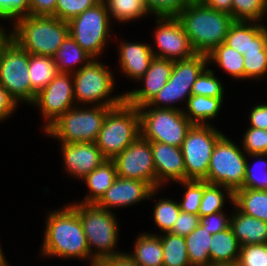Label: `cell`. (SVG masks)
Here are the masks:
<instances>
[{"mask_svg": "<svg viewBox=\"0 0 267 266\" xmlns=\"http://www.w3.org/2000/svg\"><path fill=\"white\" fill-rule=\"evenodd\" d=\"M29 15V0H0V19L15 21Z\"/></svg>", "mask_w": 267, "mask_h": 266, "instance_id": "obj_46", "label": "cell"}, {"mask_svg": "<svg viewBox=\"0 0 267 266\" xmlns=\"http://www.w3.org/2000/svg\"><path fill=\"white\" fill-rule=\"evenodd\" d=\"M158 191L159 188L153 189L145 181L117 177L96 205L102 209L113 211L112 208L128 207L145 199H152Z\"/></svg>", "mask_w": 267, "mask_h": 266, "instance_id": "obj_17", "label": "cell"}, {"mask_svg": "<svg viewBox=\"0 0 267 266\" xmlns=\"http://www.w3.org/2000/svg\"><path fill=\"white\" fill-rule=\"evenodd\" d=\"M156 172V188L171 183L185 181L186 171L181 147L162 142H151ZM166 183V184H165Z\"/></svg>", "mask_w": 267, "mask_h": 266, "instance_id": "obj_20", "label": "cell"}, {"mask_svg": "<svg viewBox=\"0 0 267 266\" xmlns=\"http://www.w3.org/2000/svg\"><path fill=\"white\" fill-rule=\"evenodd\" d=\"M117 177L114 161L109 159L105 160L82 179V182H85L89 189V194L87 193L85 195L84 199H82L83 201L76 202L82 204H97Z\"/></svg>", "mask_w": 267, "mask_h": 266, "instance_id": "obj_24", "label": "cell"}, {"mask_svg": "<svg viewBox=\"0 0 267 266\" xmlns=\"http://www.w3.org/2000/svg\"><path fill=\"white\" fill-rule=\"evenodd\" d=\"M215 71L208 66L200 73L192 86V95H203L208 97H224V87Z\"/></svg>", "mask_w": 267, "mask_h": 266, "instance_id": "obj_40", "label": "cell"}, {"mask_svg": "<svg viewBox=\"0 0 267 266\" xmlns=\"http://www.w3.org/2000/svg\"><path fill=\"white\" fill-rule=\"evenodd\" d=\"M163 266H191L185 237L170 232L162 233Z\"/></svg>", "mask_w": 267, "mask_h": 266, "instance_id": "obj_33", "label": "cell"}, {"mask_svg": "<svg viewBox=\"0 0 267 266\" xmlns=\"http://www.w3.org/2000/svg\"><path fill=\"white\" fill-rule=\"evenodd\" d=\"M19 106L18 102L9 94V92L0 84V121L12 117L11 114Z\"/></svg>", "mask_w": 267, "mask_h": 266, "instance_id": "obj_49", "label": "cell"}, {"mask_svg": "<svg viewBox=\"0 0 267 266\" xmlns=\"http://www.w3.org/2000/svg\"><path fill=\"white\" fill-rule=\"evenodd\" d=\"M69 205L80 217L90 255L96 261L124 253L116 250L119 228L115 213L102 209L96 204L72 202Z\"/></svg>", "mask_w": 267, "mask_h": 266, "instance_id": "obj_4", "label": "cell"}, {"mask_svg": "<svg viewBox=\"0 0 267 266\" xmlns=\"http://www.w3.org/2000/svg\"><path fill=\"white\" fill-rule=\"evenodd\" d=\"M76 105L53 122L45 134L60 143L95 142L109 106ZM89 107V108H88Z\"/></svg>", "mask_w": 267, "mask_h": 266, "instance_id": "obj_7", "label": "cell"}, {"mask_svg": "<svg viewBox=\"0 0 267 266\" xmlns=\"http://www.w3.org/2000/svg\"><path fill=\"white\" fill-rule=\"evenodd\" d=\"M140 135L138 108L124 100L108 111L95 143L106 159L113 160Z\"/></svg>", "mask_w": 267, "mask_h": 266, "instance_id": "obj_5", "label": "cell"}, {"mask_svg": "<svg viewBox=\"0 0 267 266\" xmlns=\"http://www.w3.org/2000/svg\"><path fill=\"white\" fill-rule=\"evenodd\" d=\"M208 65L206 54H196L186 60L173 61V70L166 85L148 104L150 107L179 109L176 102H187L192 95V86L197 77Z\"/></svg>", "mask_w": 267, "mask_h": 266, "instance_id": "obj_11", "label": "cell"}, {"mask_svg": "<svg viewBox=\"0 0 267 266\" xmlns=\"http://www.w3.org/2000/svg\"><path fill=\"white\" fill-rule=\"evenodd\" d=\"M242 149L248 155L267 154V130L249 127L243 134Z\"/></svg>", "mask_w": 267, "mask_h": 266, "instance_id": "obj_45", "label": "cell"}, {"mask_svg": "<svg viewBox=\"0 0 267 266\" xmlns=\"http://www.w3.org/2000/svg\"><path fill=\"white\" fill-rule=\"evenodd\" d=\"M237 143L225 136L217 141L210 158L207 177L210 184L229 188L233 193L243 186L247 154Z\"/></svg>", "mask_w": 267, "mask_h": 266, "instance_id": "obj_12", "label": "cell"}, {"mask_svg": "<svg viewBox=\"0 0 267 266\" xmlns=\"http://www.w3.org/2000/svg\"><path fill=\"white\" fill-rule=\"evenodd\" d=\"M238 266H267V243L241 246Z\"/></svg>", "mask_w": 267, "mask_h": 266, "instance_id": "obj_44", "label": "cell"}, {"mask_svg": "<svg viewBox=\"0 0 267 266\" xmlns=\"http://www.w3.org/2000/svg\"><path fill=\"white\" fill-rule=\"evenodd\" d=\"M6 256L4 255V252L1 248L0 244V266H6L8 264L7 259L5 258Z\"/></svg>", "mask_w": 267, "mask_h": 266, "instance_id": "obj_54", "label": "cell"}, {"mask_svg": "<svg viewBox=\"0 0 267 266\" xmlns=\"http://www.w3.org/2000/svg\"><path fill=\"white\" fill-rule=\"evenodd\" d=\"M233 204L234 193L227 187L210 184L204 180V192L199 207V216L223 211L225 199Z\"/></svg>", "mask_w": 267, "mask_h": 266, "instance_id": "obj_34", "label": "cell"}, {"mask_svg": "<svg viewBox=\"0 0 267 266\" xmlns=\"http://www.w3.org/2000/svg\"><path fill=\"white\" fill-rule=\"evenodd\" d=\"M215 126L193 124L181 146L186 180H204L217 141L223 136Z\"/></svg>", "mask_w": 267, "mask_h": 266, "instance_id": "obj_13", "label": "cell"}, {"mask_svg": "<svg viewBox=\"0 0 267 266\" xmlns=\"http://www.w3.org/2000/svg\"><path fill=\"white\" fill-rule=\"evenodd\" d=\"M72 76L76 105L116 107L125 100L122 93L112 95L116 85L112 71L97 58H92L79 71L72 73Z\"/></svg>", "mask_w": 267, "mask_h": 266, "instance_id": "obj_6", "label": "cell"}, {"mask_svg": "<svg viewBox=\"0 0 267 266\" xmlns=\"http://www.w3.org/2000/svg\"><path fill=\"white\" fill-rule=\"evenodd\" d=\"M250 126L267 130V104H259L252 107L249 114Z\"/></svg>", "mask_w": 267, "mask_h": 266, "instance_id": "obj_51", "label": "cell"}, {"mask_svg": "<svg viewBox=\"0 0 267 266\" xmlns=\"http://www.w3.org/2000/svg\"><path fill=\"white\" fill-rule=\"evenodd\" d=\"M243 56L245 79H256L258 81L259 78L266 77L267 49H251L245 52Z\"/></svg>", "mask_w": 267, "mask_h": 266, "instance_id": "obj_41", "label": "cell"}, {"mask_svg": "<svg viewBox=\"0 0 267 266\" xmlns=\"http://www.w3.org/2000/svg\"><path fill=\"white\" fill-rule=\"evenodd\" d=\"M127 254L139 266H163V249L160 234L140 233L134 243V249Z\"/></svg>", "mask_w": 267, "mask_h": 266, "instance_id": "obj_25", "label": "cell"}, {"mask_svg": "<svg viewBox=\"0 0 267 266\" xmlns=\"http://www.w3.org/2000/svg\"><path fill=\"white\" fill-rule=\"evenodd\" d=\"M233 203L242 213L267 223V191L237 189Z\"/></svg>", "mask_w": 267, "mask_h": 266, "instance_id": "obj_31", "label": "cell"}, {"mask_svg": "<svg viewBox=\"0 0 267 266\" xmlns=\"http://www.w3.org/2000/svg\"><path fill=\"white\" fill-rule=\"evenodd\" d=\"M224 43L242 55L251 49H267V27L261 22L235 20Z\"/></svg>", "mask_w": 267, "mask_h": 266, "instance_id": "obj_21", "label": "cell"}, {"mask_svg": "<svg viewBox=\"0 0 267 266\" xmlns=\"http://www.w3.org/2000/svg\"><path fill=\"white\" fill-rule=\"evenodd\" d=\"M152 108V109H151ZM141 136L150 142L181 147L193 123L183 110L155 108L148 104L138 108Z\"/></svg>", "mask_w": 267, "mask_h": 266, "instance_id": "obj_8", "label": "cell"}, {"mask_svg": "<svg viewBox=\"0 0 267 266\" xmlns=\"http://www.w3.org/2000/svg\"><path fill=\"white\" fill-rule=\"evenodd\" d=\"M267 15L266 0H232V18L236 21H263Z\"/></svg>", "mask_w": 267, "mask_h": 266, "instance_id": "obj_38", "label": "cell"}, {"mask_svg": "<svg viewBox=\"0 0 267 266\" xmlns=\"http://www.w3.org/2000/svg\"><path fill=\"white\" fill-rule=\"evenodd\" d=\"M192 0H143L149 14L156 17H177Z\"/></svg>", "mask_w": 267, "mask_h": 266, "instance_id": "obj_42", "label": "cell"}, {"mask_svg": "<svg viewBox=\"0 0 267 266\" xmlns=\"http://www.w3.org/2000/svg\"><path fill=\"white\" fill-rule=\"evenodd\" d=\"M118 177L147 182L156 189V172L151 142L141 135L113 159Z\"/></svg>", "mask_w": 267, "mask_h": 266, "instance_id": "obj_15", "label": "cell"}, {"mask_svg": "<svg viewBox=\"0 0 267 266\" xmlns=\"http://www.w3.org/2000/svg\"><path fill=\"white\" fill-rule=\"evenodd\" d=\"M177 18L195 51L206 55L225 41L235 21L230 14L209 8L199 0H192Z\"/></svg>", "mask_w": 267, "mask_h": 266, "instance_id": "obj_2", "label": "cell"}, {"mask_svg": "<svg viewBox=\"0 0 267 266\" xmlns=\"http://www.w3.org/2000/svg\"><path fill=\"white\" fill-rule=\"evenodd\" d=\"M247 156H250V158L254 157L257 160L255 164H250L248 162L249 159H247L244 183L240 189L267 191V159L265 158L267 154H248ZM257 167H262L263 169H260V171Z\"/></svg>", "mask_w": 267, "mask_h": 266, "instance_id": "obj_36", "label": "cell"}, {"mask_svg": "<svg viewBox=\"0 0 267 266\" xmlns=\"http://www.w3.org/2000/svg\"><path fill=\"white\" fill-rule=\"evenodd\" d=\"M37 106L44 123L43 132L69 109L76 106L72 73L58 72L37 95L31 106Z\"/></svg>", "mask_w": 267, "mask_h": 266, "instance_id": "obj_14", "label": "cell"}, {"mask_svg": "<svg viewBox=\"0 0 267 266\" xmlns=\"http://www.w3.org/2000/svg\"><path fill=\"white\" fill-rule=\"evenodd\" d=\"M205 6L232 16V0H199Z\"/></svg>", "mask_w": 267, "mask_h": 266, "instance_id": "obj_53", "label": "cell"}, {"mask_svg": "<svg viewBox=\"0 0 267 266\" xmlns=\"http://www.w3.org/2000/svg\"><path fill=\"white\" fill-rule=\"evenodd\" d=\"M5 29H6V28L3 29V28L0 26V41H1V39L8 33Z\"/></svg>", "mask_w": 267, "mask_h": 266, "instance_id": "obj_55", "label": "cell"}, {"mask_svg": "<svg viewBox=\"0 0 267 266\" xmlns=\"http://www.w3.org/2000/svg\"><path fill=\"white\" fill-rule=\"evenodd\" d=\"M230 227L241 246L267 243V223L242 213L232 204ZM235 211V212H234Z\"/></svg>", "mask_w": 267, "mask_h": 266, "instance_id": "obj_23", "label": "cell"}, {"mask_svg": "<svg viewBox=\"0 0 267 266\" xmlns=\"http://www.w3.org/2000/svg\"><path fill=\"white\" fill-rule=\"evenodd\" d=\"M95 266H139L127 253L96 261Z\"/></svg>", "mask_w": 267, "mask_h": 266, "instance_id": "obj_52", "label": "cell"}, {"mask_svg": "<svg viewBox=\"0 0 267 266\" xmlns=\"http://www.w3.org/2000/svg\"><path fill=\"white\" fill-rule=\"evenodd\" d=\"M241 245L231 227L212 235L210 241L211 264H232L239 259Z\"/></svg>", "mask_w": 267, "mask_h": 266, "instance_id": "obj_26", "label": "cell"}, {"mask_svg": "<svg viewBox=\"0 0 267 266\" xmlns=\"http://www.w3.org/2000/svg\"><path fill=\"white\" fill-rule=\"evenodd\" d=\"M199 221V215L181 211L170 233L185 237L199 225Z\"/></svg>", "mask_w": 267, "mask_h": 266, "instance_id": "obj_48", "label": "cell"}, {"mask_svg": "<svg viewBox=\"0 0 267 266\" xmlns=\"http://www.w3.org/2000/svg\"><path fill=\"white\" fill-rule=\"evenodd\" d=\"M223 101L224 97L191 95L183 113L193 124L210 125L211 119L217 118L222 109Z\"/></svg>", "mask_w": 267, "mask_h": 266, "instance_id": "obj_27", "label": "cell"}, {"mask_svg": "<svg viewBox=\"0 0 267 266\" xmlns=\"http://www.w3.org/2000/svg\"><path fill=\"white\" fill-rule=\"evenodd\" d=\"M181 209L177 201L161 198L156 201L153 208V221L161 232H170L178 218Z\"/></svg>", "mask_w": 267, "mask_h": 266, "instance_id": "obj_37", "label": "cell"}, {"mask_svg": "<svg viewBox=\"0 0 267 266\" xmlns=\"http://www.w3.org/2000/svg\"><path fill=\"white\" fill-rule=\"evenodd\" d=\"M53 59L58 72L74 73L92 60V57L68 35L56 51ZM77 65H79L78 68Z\"/></svg>", "mask_w": 267, "mask_h": 266, "instance_id": "obj_28", "label": "cell"}, {"mask_svg": "<svg viewBox=\"0 0 267 266\" xmlns=\"http://www.w3.org/2000/svg\"><path fill=\"white\" fill-rule=\"evenodd\" d=\"M47 216L40 256L86 259L95 266L78 213L68 204L61 210H51Z\"/></svg>", "mask_w": 267, "mask_h": 266, "instance_id": "obj_1", "label": "cell"}, {"mask_svg": "<svg viewBox=\"0 0 267 266\" xmlns=\"http://www.w3.org/2000/svg\"><path fill=\"white\" fill-rule=\"evenodd\" d=\"M207 56L208 65L213 62L231 78L245 79L244 56L224 42L216 46Z\"/></svg>", "mask_w": 267, "mask_h": 266, "instance_id": "obj_30", "label": "cell"}, {"mask_svg": "<svg viewBox=\"0 0 267 266\" xmlns=\"http://www.w3.org/2000/svg\"><path fill=\"white\" fill-rule=\"evenodd\" d=\"M101 0H57L55 17L68 22Z\"/></svg>", "mask_w": 267, "mask_h": 266, "instance_id": "obj_43", "label": "cell"}, {"mask_svg": "<svg viewBox=\"0 0 267 266\" xmlns=\"http://www.w3.org/2000/svg\"><path fill=\"white\" fill-rule=\"evenodd\" d=\"M57 0H29V15L54 16Z\"/></svg>", "mask_w": 267, "mask_h": 266, "instance_id": "obj_50", "label": "cell"}, {"mask_svg": "<svg viewBox=\"0 0 267 266\" xmlns=\"http://www.w3.org/2000/svg\"><path fill=\"white\" fill-rule=\"evenodd\" d=\"M156 22L157 27L153 34L158 51L152 48L154 57L176 61L186 60L197 54L177 17H156Z\"/></svg>", "mask_w": 267, "mask_h": 266, "instance_id": "obj_16", "label": "cell"}, {"mask_svg": "<svg viewBox=\"0 0 267 266\" xmlns=\"http://www.w3.org/2000/svg\"><path fill=\"white\" fill-rule=\"evenodd\" d=\"M110 19L112 17L118 22L127 23L150 15L146 10L143 0H104Z\"/></svg>", "mask_w": 267, "mask_h": 266, "instance_id": "obj_35", "label": "cell"}, {"mask_svg": "<svg viewBox=\"0 0 267 266\" xmlns=\"http://www.w3.org/2000/svg\"><path fill=\"white\" fill-rule=\"evenodd\" d=\"M183 185L184 195L181 202H178L182 212L199 215V207L204 192V180H185L177 182Z\"/></svg>", "mask_w": 267, "mask_h": 266, "instance_id": "obj_39", "label": "cell"}, {"mask_svg": "<svg viewBox=\"0 0 267 266\" xmlns=\"http://www.w3.org/2000/svg\"><path fill=\"white\" fill-rule=\"evenodd\" d=\"M110 21L107 5L101 0L68 21L69 35L92 58H100L107 40L112 37Z\"/></svg>", "mask_w": 267, "mask_h": 266, "instance_id": "obj_9", "label": "cell"}, {"mask_svg": "<svg viewBox=\"0 0 267 266\" xmlns=\"http://www.w3.org/2000/svg\"><path fill=\"white\" fill-rule=\"evenodd\" d=\"M231 215L224 214L223 211L200 216L199 224L212 235L230 227Z\"/></svg>", "mask_w": 267, "mask_h": 266, "instance_id": "obj_47", "label": "cell"}, {"mask_svg": "<svg viewBox=\"0 0 267 266\" xmlns=\"http://www.w3.org/2000/svg\"><path fill=\"white\" fill-rule=\"evenodd\" d=\"M29 77L31 81V104L36 95L45 88L58 73L53 57L29 54Z\"/></svg>", "mask_w": 267, "mask_h": 266, "instance_id": "obj_29", "label": "cell"}, {"mask_svg": "<svg viewBox=\"0 0 267 266\" xmlns=\"http://www.w3.org/2000/svg\"><path fill=\"white\" fill-rule=\"evenodd\" d=\"M209 266H238L237 263H232V264H211Z\"/></svg>", "mask_w": 267, "mask_h": 266, "instance_id": "obj_56", "label": "cell"}, {"mask_svg": "<svg viewBox=\"0 0 267 266\" xmlns=\"http://www.w3.org/2000/svg\"><path fill=\"white\" fill-rule=\"evenodd\" d=\"M173 70V61L154 57L149 69L137 80L144 82L143 88L124 93L125 101L137 108L149 104L157 93L166 85Z\"/></svg>", "mask_w": 267, "mask_h": 266, "instance_id": "obj_18", "label": "cell"}, {"mask_svg": "<svg viewBox=\"0 0 267 266\" xmlns=\"http://www.w3.org/2000/svg\"><path fill=\"white\" fill-rule=\"evenodd\" d=\"M60 145L65 171L80 181L107 160L95 142L60 143Z\"/></svg>", "mask_w": 267, "mask_h": 266, "instance_id": "obj_19", "label": "cell"}, {"mask_svg": "<svg viewBox=\"0 0 267 266\" xmlns=\"http://www.w3.org/2000/svg\"><path fill=\"white\" fill-rule=\"evenodd\" d=\"M12 24L7 34L31 55L53 57L69 35L68 22L54 16L26 15Z\"/></svg>", "mask_w": 267, "mask_h": 266, "instance_id": "obj_3", "label": "cell"}, {"mask_svg": "<svg viewBox=\"0 0 267 266\" xmlns=\"http://www.w3.org/2000/svg\"><path fill=\"white\" fill-rule=\"evenodd\" d=\"M152 44L122 41L118 47L119 69L132 80L141 78L154 58Z\"/></svg>", "mask_w": 267, "mask_h": 266, "instance_id": "obj_22", "label": "cell"}, {"mask_svg": "<svg viewBox=\"0 0 267 266\" xmlns=\"http://www.w3.org/2000/svg\"><path fill=\"white\" fill-rule=\"evenodd\" d=\"M29 53L6 34L0 41V84L18 102L31 104Z\"/></svg>", "mask_w": 267, "mask_h": 266, "instance_id": "obj_10", "label": "cell"}, {"mask_svg": "<svg viewBox=\"0 0 267 266\" xmlns=\"http://www.w3.org/2000/svg\"><path fill=\"white\" fill-rule=\"evenodd\" d=\"M211 238L212 234L200 224L189 235L185 236L191 266L211 265L209 253Z\"/></svg>", "mask_w": 267, "mask_h": 266, "instance_id": "obj_32", "label": "cell"}]
</instances>
